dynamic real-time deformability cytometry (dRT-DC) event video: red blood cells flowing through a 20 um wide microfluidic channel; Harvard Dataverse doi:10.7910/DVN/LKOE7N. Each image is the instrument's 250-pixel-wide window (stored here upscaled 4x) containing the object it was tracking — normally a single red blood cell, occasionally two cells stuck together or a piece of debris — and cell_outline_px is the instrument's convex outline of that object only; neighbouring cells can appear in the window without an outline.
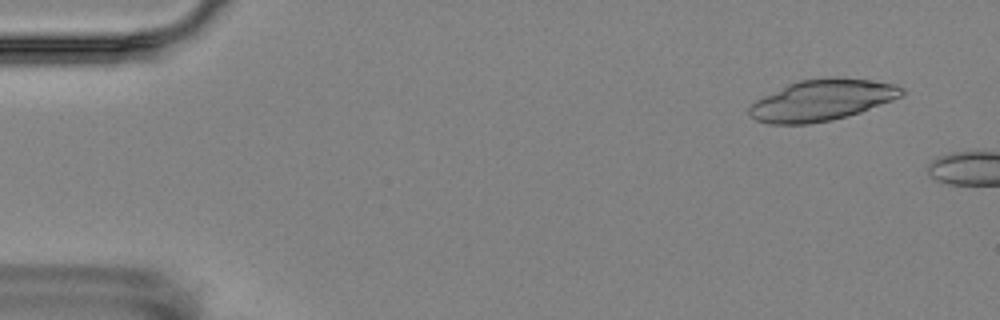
{"species": "Egyptian fruit bat (a non-hibernating species)", "species_latin": "Rousettus aegyptiacus", "temperature_condition": "room temperature", "stored_images_in_passage": 3, "camera_frame_rate_fps": 3000, "um_per_image_px": 0.085, "animal": {"sex": "female"}, "frame": {"image": 1, "passage_image": 2, "time_ms": 1.0, "image_size_px": [1000, 320], "cell_outline_px": [[904, 92], [900, 96], [892, 100], [860, 112], [848, 116], [832, 120], [808, 124], [768, 124], [756, 120], [748, 116], [748, 108], [756, 100], [788, 84], [800, 80], [828, 76], [844, 76], [896, 84], [904, 88]], "centroid_in_image_um": [69.86, 8.5], "position_along_channel_um": 15.1, "area_um2": 36.82}}